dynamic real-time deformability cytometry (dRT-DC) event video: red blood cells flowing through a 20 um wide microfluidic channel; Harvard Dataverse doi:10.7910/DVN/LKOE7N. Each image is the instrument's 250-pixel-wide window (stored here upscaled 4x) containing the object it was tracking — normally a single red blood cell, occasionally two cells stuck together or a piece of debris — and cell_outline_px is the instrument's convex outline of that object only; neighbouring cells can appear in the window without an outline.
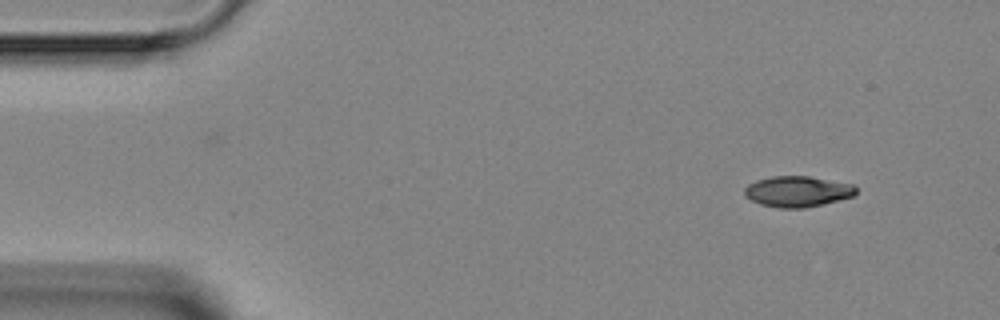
{"species": "Egyptian fruit bat (a non-hibernating species)", "species_latin": "Rousettus aegyptiacus", "temperature_condition": "room temperature", "stored_images_in_passage": 3, "camera_frame_rate_fps": 3000, "um_per_image_px": 0.085, "animal": {"sex": "female"}, "frame": {"image": 1, "passage_image": 1, "time_ms": 0.0, "image_size_px": [1000, 320], "cell_outline_px": [[856, 192], [852, 196], [824, 204], [804, 208], [780, 208], [760, 204], [744, 196], [744, 188], [748, 184], [756, 180], [772, 176], [808, 176], [856, 184]], "centroid_in_image_um": [67.78, 16.27], "position_along_channel_um": 17.2, "area_um2": 20.11}}